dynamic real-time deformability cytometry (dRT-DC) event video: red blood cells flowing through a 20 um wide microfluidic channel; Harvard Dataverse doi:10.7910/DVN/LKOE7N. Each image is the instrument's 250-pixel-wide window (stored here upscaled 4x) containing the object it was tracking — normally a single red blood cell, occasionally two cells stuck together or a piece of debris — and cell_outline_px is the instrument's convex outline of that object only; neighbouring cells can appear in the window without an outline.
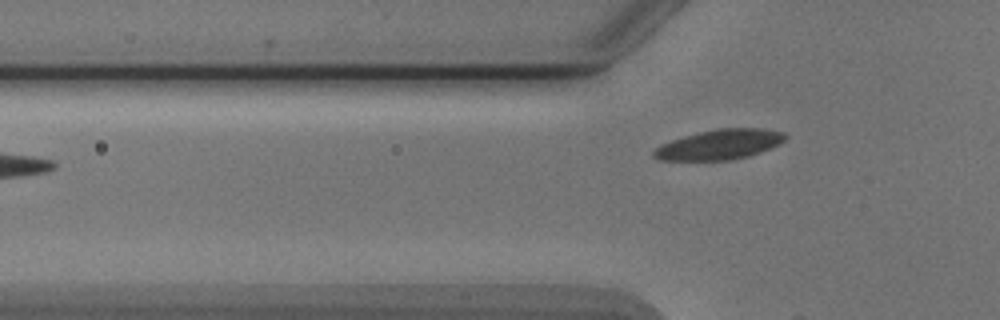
{"species": "Egyptian fruit bat (a non-hibernating species)", "species_latin": "Rousettus aegyptiacus", "temperature_condition": "cold", "stored_images_in_passage": 4, "camera_frame_rate_fps": 3000, "um_per_image_px": 0.085, "animal": {"sex": "male"}, "frame": {"image": 1, "passage_image": 4, "time_ms": 3.667, "image_size_px": [1000, 320], "cell_outline_px": [[788, 136], [780, 144], [760, 152], [748, 156], [728, 160], [660, 160], [652, 156], [652, 152], [660, 144], [684, 136], [700, 132], [720, 128], [764, 128], [784, 132]], "centroid_in_image_um": [61.17, 12.28], "position_along_channel_um": 64.6, "area_um2": 22.95}}